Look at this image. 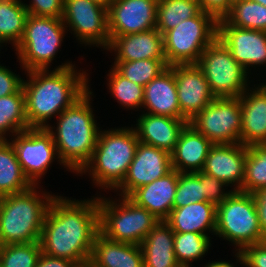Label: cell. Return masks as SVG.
Segmentation results:
<instances>
[{"mask_svg":"<svg viewBox=\"0 0 266 267\" xmlns=\"http://www.w3.org/2000/svg\"><path fill=\"white\" fill-rule=\"evenodd\" d=\"M80 199L57 193L49 205L39 240L44 254L70 260L79 267L90 260L100 232L98 195Z\"/></svg>","mask_w":266,"mask_h":267,"instance_id":"1","label":"cell"},{"mask_svg":"<svg viewBox=\"0 0 266 267\" xmlns=\"http://www.w3.org/2000/svg\"><path fill=\"white\" fill-rule=\"evenodd\" d=\"M75 62L65 60L52 70L34 69L22 73L26 75L22 88L29 128L48 127L89 89L92 72L79 69Z\"/></svg>","mask_w":266,"mask_h":267,"instance_id":"2","label":"cell"},{"mask_svg":"<svg viewBox=\"0 0 266 267\" xmlns=\"http://www.w3.org/2000/svg\"><path fill=\"white\" fill-rule=\"evenodd\" d=\"M91 85L89 82V89L55 119L56 123L46 127L53 136L61 163L74 175L90 161L102 128L94 114Z\"/></svg>","mask_w":266,"mask_h":267,"instance_id":"3","label":"cell"},{"mask_svg":"<svg viewBox=\"0 0 266 267\" xmlns=\"http://www.w3.org/2000/svg\"><path fill=\"white\" fill-rule=\"evenodd\" d=\"M107 128L100 130L90 161L77 174L88 176L98 195L113 192L123 182L139 144L132 126Z\"/></svg>","mask_w":266,"mask_h":267,"instance_id":"4","label":"cell"},{"mask_svg":"<svg viewBox=\"0 0 266 267\" xmlns=\"http://www.w3.org/2000/svg\"><path fill=\"white\" fill-rule=\"evenodd\" d=\"M56 194L43 185H33L26 191L0 197L2 245L39 241L46 213Z\"/></svg>","mask_w":266,"mask_h":267,"instance_id":"5","label":"cell"},{"mask_svg":"<svg viewBox=\"0 0 266 267\" xmlns=\"http://www.w3.org/2000/svg\"><path fill=\"white\" fill-rule=\"evenodd\" d=\"M102 194L98 195L99 228L100 233L110 240L141 245L160 222L128 197Z\"/></svg>","mask_w":266,"mask_h":267,"instance_id":"6","label":"cell"},{"mask_svg":"<svg viewBox=\"0 0 266 267\" xmlns=\"http://www.w3.org/2000/svg\"><path fill=\"white\" fill-rule=\"evenodd\" d=\"M66 35L62 19L28 14L23 36L14 48L21 71L53 69Z\"/></svg>","mask_w":266,"mask_h":267,"instance_id":"7","label":"cell"},{"mask_svg":"<svg viewBox=\"0 0 266 267\" xmlns=\"http://www.w3.org/2000/svg\"><path fill=\"white\" fill-rule=\"evenodd\" d=\"M214 237L234 246L232 252L263 241L255 199L251 193L234 190L217 205Z\"/></svg>","mask_w":266,"mask_h":267,"instance_id":"8","label":"cell"},{"mask_svg":"<svg viewBox=\"0 0 266 267\" xmlns=\"http://www.w3.org/2000/svg\"><path fill=\"white\" fill-rule=\"evenodd\" d=\"M218 36V20L200 11L163 35L168 66L197 64L204 50Z\"/></svg>","mask_w":266,"mask_h":267,"instance_id":"9","label":"cell"},{"mask_svg":"<svg viewBox=\"0 0 266 267\" xmlns=\"http://www.w3.org/2000/svg\"><path fill=\"white\" fill-rule=\"evenodd\" d=\"M196 65L216 98L240 97L256 82L218 37L204 50Z\"/></svg>","mask_w":266,"mask_h":267,"instance_id":"10","label":"cell"},{"mask_svg":"<svg viewBox=\"0 0 266 267\" xmlns=\"http://www.w3.org/2000/svg\"><path fill=\"white\" fill-rule=\"evenodd\" d=\"M8 139L15 150L16 157L25 176L33 185H40L42 179L53 165H61L52 134L46 128H29L16 133Z\"/></svg>","mask_w":266,"mask_h":267,"instance_id":"11","label":"cell"},{"mask_svg":"<svg viewBox=\"0 0 266 267\" xmlns=\"http://www.w3.org/2000/svg\"><path fill=\"white\" fill-rule=\"evenodd\" d=\"M62 21L80 47H97L105 51L109 46L106 7L91 0H64Z\"/></svg>","mask_w":266,"mask_h":267,"instance_id":"12","label":"cell"},{"mask_svg":"<svg viewBox=\"0 0 266 267\" xmlns=\"http://www.w3.org/2000/svg\"><path fill=\"white\" fill-rule=\"evenodd\" d=\"M188 123L213 144L240 143V97L216 98Z\"/></svg>","mask_w":266,"mask_h":267,"instance_id":"13","label":"cell"},{"mask_svg":"<svg viewBox=\"0 0 266 267\" xmlns=\"http://www.w3.org/2000/svg\"><path fill=\"white\" fill-rule=\"evenodd\" d=\"M219 40L228 48L233 58L252 76L260 81L266 75V32L242 29L218 20ZM260 67V68H259ZM257 68V69H256ZM259 72L257 74V71ZM263 70V71H262ZM253 71V73H252ZM261 71V72H260ZM256 72V73H255ZM258 76H255V75Z\"/></svg>","mask_w":266,"mask_h":267,"instance_id":"14","label":"cell"},{"mask_svg":"<svg viewBox=\"0 0 266 267\" xmlns=\"http://www.w3.org/2000/svg\"><path fill=\"white\" fill-rule=\"evenodd\" d=\"M171 170V154L168 151L139 142L123 182L113 193L128 197L137 188L163 177Z\"/></svg>","mask_w":266,"mask_h":267,"instance_id":"15","label":"cell"},{"mask_svg":"<svg viewBox=\"0 0 266 267\" xmlns=\"http://www.w3.org/2000/svg\"><path fill=\"white\" fill-rule=\"evenodd\" d=\"M158 0H115L107 8L110 41L156 28Z\"/></svg>","mask_w":266,"mask_h":267,"instance_id":"16","label":"cell"},{"mask_svg":"<svg viewBox=\"0 0 266 267\" xmlns=\"http://www.w3.org/2000/svg\"><path fill=\"white\" fill-rule=\"evenodd\" d=\"M181 116L190 121L216 99L196 64L172 65Z\"/></svg>","mask_w":266,"mask_h":267,"instance_id":"17","label":"cell"},{"mask_svg":"<svg viewBox=\"0 0 266 267\" xmlns=\"http://www.w3.org/2000/svg\"><path fill=\"white\" fill-rule=\"evenodd\" d=\"M247 146L241 143L214 144L201 172L216 177L231 189L241 190L245 176Z\"/></svg>","mask_w":266,"mask_h":267,"instance_id":"18","label":"cell"},{"mask_svg":"<svg viewBox=\"0 0 266 267\" xmlns=\"http://www.w3.org/2000/svg\"><path fill=\"white\" fill-rule=\"evenodd\" d=\"M240 99V143L245 146L266 144V81L252 83Z\"/></svg>","mask_w":266,"mask_h":267,"instance_id":"19","label":"cell"},{"mask_svg":"<svg viewBox=\"0 0 266 267\" xmlns=\"http://www.w3.org/2000/svg\"><path fill=\"white\" fill-rule=\"evenodd\" d=\"M107 51V53H106ZM114 61H135L144 59L166 60L163 35L156 29L135 34L115 36L105 50Z\"/></svg>","mask_w":266,"mask_h":267,"instance_id":"20","label":"cell"},{"mask_svg":"<svg viewBox=\"0 0 266 267\" xmlns=\"http://www.w3.org/2000/svg\"><path fill=\"white\" fill-rule=\"evenodd\" d=\"M136 122L131 124L139 142L152 145L171 153L174 150L181 131L188 124L185 119L169 116L138 113Z\"/></svg>","mask_w":266,"mask_h":267,"instance_id":"21","label":"cell"},{"mask_svg":"<svg viewBox=\"0 0 266 267\" xmlns=\"http://www.w3.org/2000/svg\"><path fill=\"white\" fill-rule=\"evenodd\" d=\"M177 183L178 171L172 169L163 177L137 188L128 198L151 212L158 220L165 221L173 209Z\"/></svg>","mask_w":266,"mask_h":267,"instance_id":"22","label":"cell"},{"mask_svg":"<svg viewBox=\"0 0 266 267\" xmlns=\"http://www.w3.org/2000/svg\"><path fill=\"white\" fill-rule=\"evenodd\" d=\"M141 112L184 119L180 113L174 69L171 66L144 87Z\"/></svg>","mask_w":266,"mask_h":267,"instance_id":"23","label":"cell"},{"mask_svg":"<svg viewBox=\"0 0 266 267\" xmlns=\"http://www.w3.org/2000/svg\"><path fill=\"white\" fill-rule=\"evenodd\" d=\"M214 144L189 123L181 131L171 154L172 169L179 173L200 172Z\"/></svg>","mask_w":266,"mask_h":267,"instance_id":"24","label":"cell"},{"mask_svg":"<svg viewBox=\"0 0 266 267\" xmlns=\"http://www.w3.org/2000/svg\"><path fill=\"white\" fill-rule=\"evenodd\" d=\"M85 267H144L140 245L113 241L100 232Z\"/></svg>","mask_w":266,"mask_h":267,"instance_id":"25","label":"cell"},{"mask_svg":"<svg viewBox=\"0 0 266 267\" xmlns=\"http://www.w3.org/2000/svg\"><path fill=\"white\" fill-rule=\"evenodd\" d=\"M217 206L202 201L172 209L165 222L174 232L215 235Z\"/></svg>","mask_w":266,"mask_h":267,"instance_id":"26","label":"cell"},{"mask_svg":"<svg viewBox=\"0 0 266 267\" xmlns=\"http://www.w3.org/2000/svg\"><path fill=\"white\" fill-rule=\"evenodd\" d=\"M140 247L144 267H181L174 254V231L165 221L149 232Z\"/></svg>","mask_w":266,"mask_h":267,"instance_id":"27","label":"cell"},{"mask_svg":"<svg viewBox=\"0 0 266 267\" xmlns=\"http://www.w3.org/2000/svg\"><path fill=\"white\" fill-rule=\"evenodd\" d=\"M32 186L10 141L0 140V197L26 191Z\"/></svg>","mask_w":266,"mask_h":267,"instance_id":"28","label":"cell"},{"mask_svg":"<svg viewBox=\"0 0 266 267\" xmlns=\"http://www.w3.org/2000/svg\"><path fill=\"white\" fill-rule=\"evenodd\" d=\"M29 129L26 117L25 93L0 97V140H8L16 133Z\"/></svg>","mask_w":266,"mask_h":267,"instance_id":"29","label":"cell"},{"mask_svg":"<svg viewBox=\"0 0 266 267\" xmlns=\"http://www.w3.org/2000/svg\"><path fill=\"white\" fill-rule=\"evenodd\" d=\"M28 11L21 0H0V44L14 49L20 42Z\"/></svg>","mask_w":266,"mask_h":267,"instance_id":"30","label":"cell"},{"mask_svg":"<svg viewBox=\"0 0 266 267\" xmlns=\"http://www.w3.org/2000/svg\"><path fill=\"white\" fill-rule=\"evenodd\" d=\"M106 84L108 92L114 101H117L122 109L126 111L132 110L141 113L144 87L129 81L126 77L121 75L112 65L106 75Z\"/></svg>","mask_w":266,"mask_h":267,"instance_id":"31","label":"cell"},{"mask_svg":"<svg viewBox=\"0 0 266 267\" xmlns=\"http://www.w3.org/2000/svg\"><path fill=\"white\" fill-rule=\"evenodd\" d=\"M212 239L211 235L195 232H174V254L178 264L181 267H193V262H201L211 253Z\"/></svg>","mask_w":266,"mask_h":267,"instance_id":"32","label":"cell"},{"mask_svg":"<svg viewBox=\"0 0 266 267\" xmlns=\"http://www.w3.org/2000/svg\"><path fill=\"white\" fill-rule=\"evenodd\" d=\"M200 11L198 0H158L156 29L164 35Z\"/></svg>","mask_w":266,"mask_h":267,"instance_id":"33","label":"cell"},{"mask_svg":"<svg viewBox=\"0 0 266 267\" xmlns=\"http://www.w3.org/2000/svg\"><path fill=\"white\" fill-rule=\"evenodd\" d=\"M223 20L238 28L266 32V7L249 0L237 1L231 5Z\"/></svg>","mask_w":266,"mask_h":267,"instance_id":"34","label":"cell"},{"mask_svg":"<svg viewBox=\"0 0 266 267\" xmlns=\"http://www.w3.org/2000/svg\"><path fill=\"white\" fill-rule=\"evenodd\" d=\"M266 187V144L247 146L245 176L240 191L254 193Z\"/></svg>","mask_w":266,"mask_h":267,"instance_id":"35","label":"cell"},{"mask_svg":"<svg viewBox=\"0 0 266 267\" xmlns=\"http://www.w3.org/2000/svg\"><path fill=\"white\" fill-rule=\"evenodd\" d=\"M112 66L129 81L143 87L168 67L166 60L158 59L112 61Z\"/></svg>","mask_w":266,"mask_h":267,"instance_id":"36","label":"cell"},{"mask_svg":"<svg viewBox=\"0 0 266 267\" xmlns=\"http://www.w3.org/2000/svg\"><path fill=\"white\" fill-rule=\"evenodd\" d=\"M42 253L39 241L0 247V267H36Z\"/></svg>","mask_w":266,"mask_h":267,"instance_id":"37","label":"cell"},{"mask_svg":"<svg viewBox=\"0 0 266 267\" xmlns=\"http://www.w3.org/2000/svg\"><path fill=\"white\" fill-rule=\"evenodd\" d=\"M204 201V183L199 172L179 173L173 209Z\"/></svg>","mask_w":266,"mask_h":267,"instance_id":"38","label":"cell"},{"mask_svg":"<svg viewBox=\"0 0 266 267\" xmlns=\"http://www.w3.org/2000/svg\"><path fill=\"white\" fill-rule=\"evenodd\" d=\"M199 179L204 183V201L216 206L221 204L233 192V189L220 179L201 171L199 172Z\"/></svg>","mask_w":266,"mask_h":267,"instance_id":"39","label":"cell"},{"mask_svg":"<svg viewBox=\"0 0 266 267\" xmlns=\"http://www.w3.org/2000/svg\"><path fill=\"white\" fill-rule=\"evenodd\" d=\"M21 1L27 9L28 14L62 19L64 0H29V3L26 0Z\"/></svg>","mask_w":266,"mask_h":267,"instance_id":"40","label":"cell"},{"mask_svg":"<svg viewBox=\"0 0 266 267\" xmlns=\"http://www.w3.org/2000/svg\"><path fill=\"white\" fill-rule=\"evenodd\" d=\"M16 70L6 67L0 62V97H5L17 93L23 84L24 76L15 73Z\"/></svg>","mask_w":266,"mask_h":267,"instance_id":"41","label":"cell"},{"mask_svg":"<svg viewBox=\"0 0 266 267\" xmlns=\"http://www.w3.org/2000/svg\"><path fill=\"white\" fill-rule=\"evenodd\" d=\"M245 267H266V240L240 251Z\"/></svg>","mask_w":266,"mask_h":267,"instance_id":"42","label":"cell"},{"mask_svg":"<svg viewBox=\"0 0 266 267\" xmlns=\"http://www.w3.org/2000/svg\"><path fill=\"white\" fill-rule=\"evenodd\" d=\"M198 2L202 11L211 14L217 20L223 19L232 5L229 0H198Z\"/></svg>","mask_w":266,"mask_h":267,"instance_id":"43","label":"cell"},{"mask_svg":"<svg viewBox=\"0 0 266 267\" xmlns=\"http://www.w3.org/2000/svg\"><path fill=\"white\" fill-rule=\"evenodd\" d=\"M255 199V205L258 212L259 224L263 235V241L266 240V187L252 193Z\"/></svg>","mask_w":266,"mask_h":267,"instance_id":"44","label":"cell"},{"mask_svg":"<svg viewBox=\"0 0 266 267\" xmlns=\"http://www.w3.org/2000/svg\"><path fill=\"white\" fill-rule=\"evenodd\" d=\"M36 267H79L75 262L64 258H55L44 254H40Z\"/></svg>","mask_w":266,"mask_h":267,"instance_id":"45","label":"cell"},{"mask_svg":"<svg viewBox=\"0 0 266 267\" xmlns=\"http://www.w3.org/2000/svg\"><path fill=\"white\" fill-rule=\"evenodd\" d=\"M232 254H233L232 257L235 258L234 259L235 262L234 261L232 262L231 260L221 259V258L218 259L219 261L212 259V261L209 260L207 263L202 265V267H237V266L245 267L240 251H234Z\"/></svg>","mask_w":266,"mask_h":267,"instance_id":"46","label":"cell"},{"mask_svg":"<svg viewBox=\"0 0 266 267\" xmlns=\"http://www.w3.org/2000/svg\"><path fill=\"white\" fill-rule=\"evenodd\" d=\"M91 1L97 3V4L101 5V6H104L106 8H108V6L111 3V0H91Z\"/></svg>","mask_w":266,"mask_h":267,"instance_id":"47","label":"cell"},{"mask_svg":"<svg viewBox=\"0 0 266 267\" xmlns=\"http://www.w3.org/2000/svg\"><path fill=\"white\" fill-rule=\"evenodd\" d=\"M249 1L259 3V4L266 7V0H249Z\"/></svg>","mask_w":266,"mask_h":267,"instance_id":"48","label":"cell"},{"mask_svg":"<svg viewBox=\"0 0 266 267\" xmlns=\"http://www.w3.org/2000/svg\"><path fill=\"white\" fill-rule=\"evenodd\" d=\"M2 246V240H1V219H0V247Z\"/></svg>","mask_w":266,"mask_h":267,"instance_id":"49","label":"cell"},{"mask_svg":"<svg viewBox=\"0 0 266 267\" xmlns=\"http://www.w3.org/2000/svg\"><path fill=\"white\" fill-rule=\"evenodd\" d=\"M237 1H241V0H229V2H230L231 4H233V3L237 2Z\"/></svg>","mask_w":266,"mask_h":267,"instance_id":"50","label":"cell"},{"mask_svg":"<svg viewBox=\"0 0 266 267\" xmlns=\"http://www.w3.org/2000/svg\"><path fill=\"white\" fill-rule=\"evenodd\" d=\"M2 48H4V47L0 44V53H1V49H2ZM0 56H2V55H0Z\"/></svg>","mask_w":266,"mask_h":267,"instance_id":"51","label":"cell"}]
</instances>
